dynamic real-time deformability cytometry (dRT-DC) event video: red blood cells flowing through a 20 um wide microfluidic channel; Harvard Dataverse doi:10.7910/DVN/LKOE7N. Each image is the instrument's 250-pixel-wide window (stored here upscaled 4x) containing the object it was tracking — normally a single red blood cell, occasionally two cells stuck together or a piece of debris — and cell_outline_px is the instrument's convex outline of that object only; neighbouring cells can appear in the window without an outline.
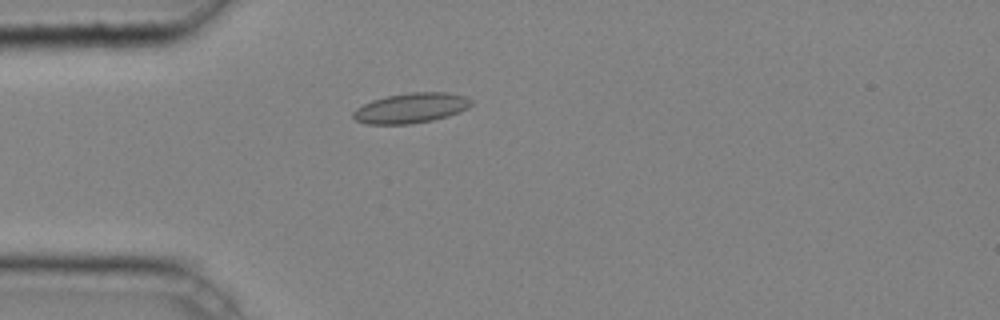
{"species": "common noctule bat (a hibernating species)", "species_latin": "Nyctalus noctula", "temperature_condition": "cold", "stored_images_in_passage": 41, "camera_frame_rate_fps": 3000, "um_per_image_px": 0.085, "animal": {"sex": "male", "body_mass_g": 20.4}, "frame": {"image": 1, "passage_image": 13, "time_ms": 4.0, "image_size_px": [1000, 320], "cell_outline_px": [[472, 104], [468, 108], [460, 112], [448, 116], [432, 120], [412, 124], [368, 124], [356, 120], [352, 116], [352, 112], [356, 108], [372, 100], [388, 96], [408, 92], [448, 92], [468, 96], [472, 100]], "centroid_in_image_um": [34.97, 9.17], "position_along_channel_um": 50.0, "area_um2": 20.87}}
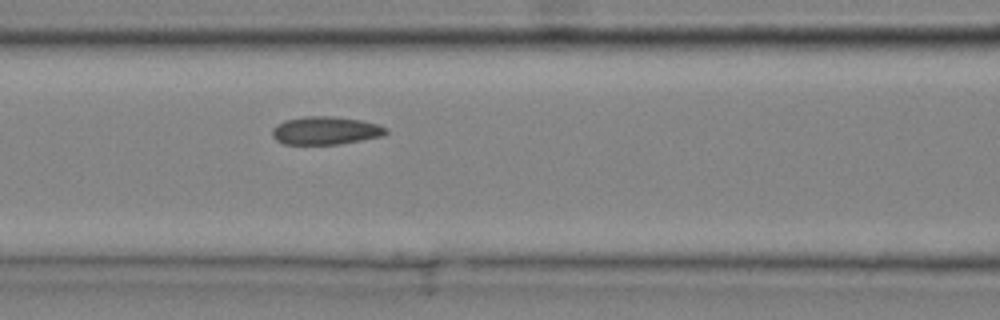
{"frame": {"image": 2, "passage_image": 20, "time_ms": 6.333, "image_size_px": [1000, 320], "cell_outline_px": [[388, 132], [384, 136], [340, 144], [284, 144], [276, 140], [272, 136], [272, 128], [276, 124], [284, 120], [304, 116], [332, 116], [360, 120], [376, 124], [388, 128]], "centroid_in_image_um": [27.66, 11.1], "position_along_channel_um": 138.9, "area_um2": 18.73}}
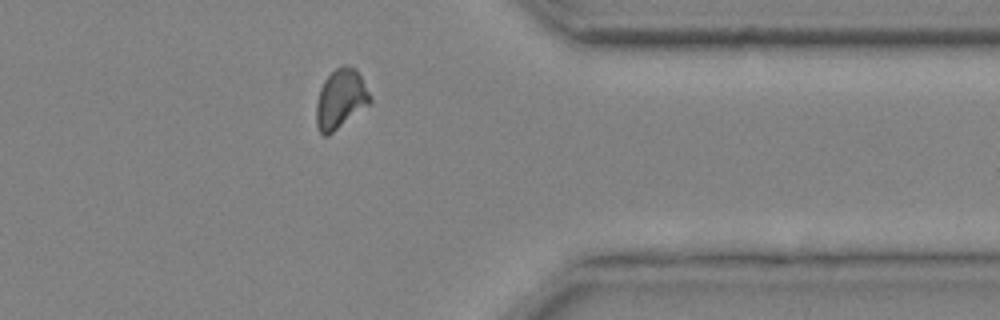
{"frame": {"image": 3, "passage_image": 38, "time_ms": 12.333, "image_size_px": [1000, 320], "cell_outline_px": [[372, 100], [368, 104], [328, 136], [324, 136], [320, 132], [316, 124], [316, 104], [320, 88], [324, 80], [340, 64], [344, 64], [356, 68]], "centroid_in_image_um": [28.92, 8.4], "position_along_channel_um": 382.5, "area_um2": 18.32}, "authors_computed_cell_mechanics": {"area_um2": 18.6694, "velocity_mm_per_s": 4.2479, "shape_relaxation_time_tau1_ms": null, "shape_relaxation_time_tau2_ms": 2.226, "deformation_change_tau1": null, "deformation_change_tau2": 0.0493}}